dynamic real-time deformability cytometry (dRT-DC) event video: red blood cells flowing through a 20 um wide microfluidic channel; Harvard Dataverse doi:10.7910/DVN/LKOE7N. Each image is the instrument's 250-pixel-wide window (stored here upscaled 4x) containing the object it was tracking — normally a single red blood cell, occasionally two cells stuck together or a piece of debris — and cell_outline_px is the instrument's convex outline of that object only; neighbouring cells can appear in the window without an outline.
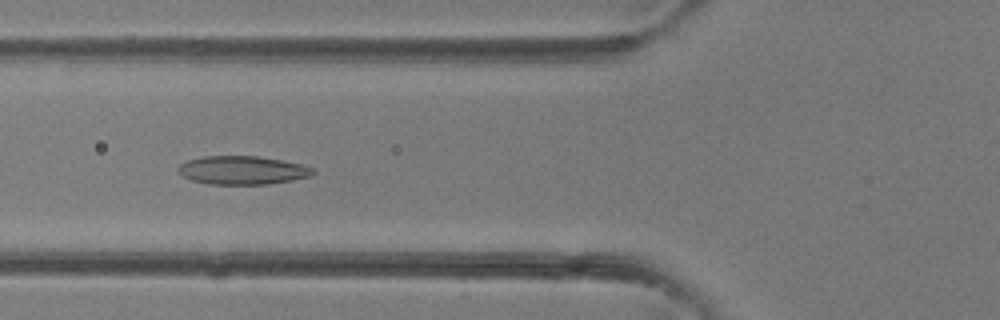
{"species": "common noctule bat (a hibernating species)", "species_latin": "Nyctalus noctula", "temperature_condition": "room temperature", "stored_images_in_passage": 5, "camera_frame_rate_fps": 3000, "um_per_image_px": 0.085, "animal": {"sex": "female"}, "frame": {"image": 1, "passage_image": 5, "time_ms": 4.333, "image_size_px": [1000, 320], "cell_outline_px": [[316, 172], [312, 176], [292, 180], [268, 184], [212, 184], [192, 180], [184, 176], [176, 168], [180, 164], [188, 160], [204, 156], [256, 156], [280, 160], [300, 164], [312, 168]], "centroid_in_image_um": [20.61, 14.47], "position_along_channel_um": 105.2, "area_um2": 22.14}}